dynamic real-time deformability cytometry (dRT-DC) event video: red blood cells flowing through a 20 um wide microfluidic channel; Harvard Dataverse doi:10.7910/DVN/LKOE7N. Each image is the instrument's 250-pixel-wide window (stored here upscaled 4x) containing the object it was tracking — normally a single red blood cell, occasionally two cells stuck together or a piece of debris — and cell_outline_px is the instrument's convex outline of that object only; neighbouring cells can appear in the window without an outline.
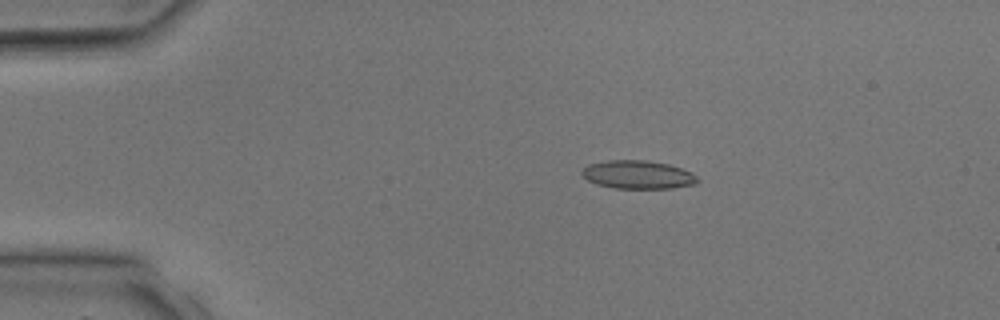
{"species": "common noctule bat (a hibernating species)", "species_latin": "Nyctalus noctula", "temperature_condition": "room temperature", "stored_images_in_passage": 3, "camera_frame_rate_fps": 3000, "um_per_image_px": 0.085, "animal": {"sex": "male", "body_mass_g": 17.9, "forearm_length_mm": 54.2}, "frame": {"image": 1, "passage_image": 2, "time_ms": 1.0, "image_size_px": [1000, 320], "cell_outline_px": [[700, 180], [696, 184], [672, 188], [612, 188], [596, 184], [588, 180], [580, 172], [588, 164], [608, 160], [644, 160], [668, 164], [692, 172]], "centroid_in_image_um": [54.22, 14.85], "position_along_channel_um": 30.8, "area_um2": 19.07}}